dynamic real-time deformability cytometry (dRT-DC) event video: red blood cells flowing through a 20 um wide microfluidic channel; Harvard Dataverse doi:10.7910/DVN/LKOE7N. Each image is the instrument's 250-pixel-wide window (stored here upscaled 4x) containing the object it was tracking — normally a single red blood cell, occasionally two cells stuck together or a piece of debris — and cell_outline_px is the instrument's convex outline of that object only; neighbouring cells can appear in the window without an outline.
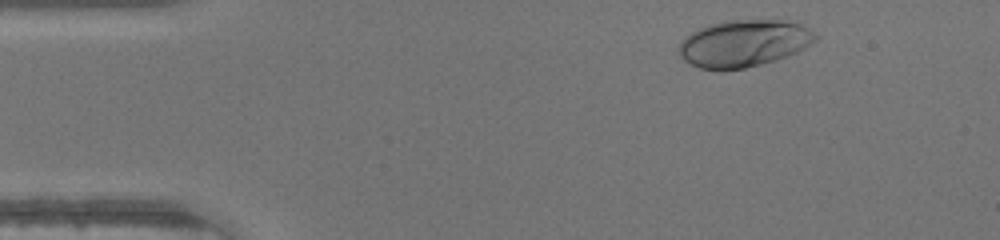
{"species": "human", "species_latin": "Homo sapiens", "temperature_condition": "warm", "stored_images_in_passage": 35, "camera_frame_rate_fps": 3000, "um_per_image_px": 0.085, "donor": {"sex": "male"}, "frame": {"image": 1, "passage_image": 3, "time_ms": 0.667, "image_size_px": [1000, 240], "cell_outline_px": [[820, 36], [816, 40], [804, 48], [796, 52], [776, 60], [744, 68], [700, 68], [684, 60], [680, 56], [680, 44], [692, 32], [708, 24], [728, 20], [780, 20], [800, 24], [808, 28]], "centroid_in_image_um": [63.27, 3.66], "position_along_channel_um": 21.7, "area_um2": 36.7}}
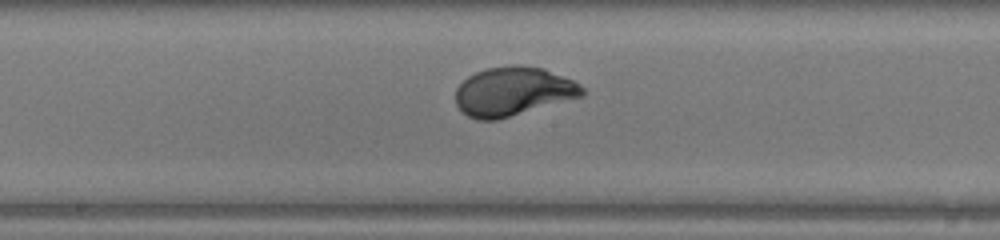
{"frame": {"image": 2, "passage_image": 21, "time_ms": 6.667, "image_size_px": [1000, 240], "cell_outline_px": [[588, 92], [584, 96], [496, 120], [476, 120], [460, 112], [456, 104], [456, 88], [468, 76], [476, 72], [488, 68], [516, 64], [544, 68], [572, 80], [580, 84]], "centroid_in_image_um": [43.62, 7.78], "position_along_channel_um": 204.6, "area_um2": 36.3}}
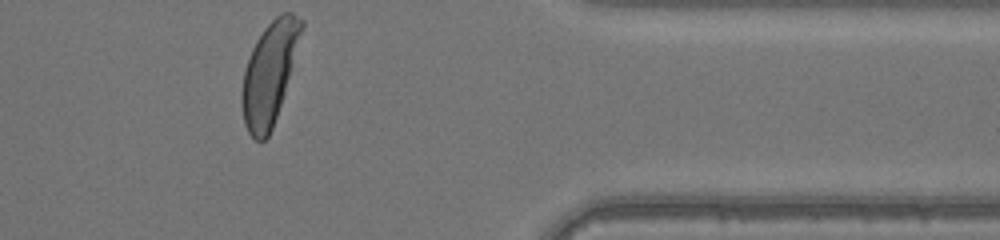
{"frame": {"image": 3, "passage_image": 35, "time_ms": 11.333, "image_size_px": [1000, 240], "cell_outline_px": [[304, 24], [284, 92], [272, 128], [268, 136], [264, 140], [256, 140], [248, 132], [244, 124], [240, 104], [240, 92], [244, 68], [252, 48], [256, 40], [264, 28], [276, 16], [284, 12], [292, 12], [304, 20]], "centroid_in_image_um": [22.85, 6.22], "position_along_channel_um": 388.5, "area_um2": 34.97}}